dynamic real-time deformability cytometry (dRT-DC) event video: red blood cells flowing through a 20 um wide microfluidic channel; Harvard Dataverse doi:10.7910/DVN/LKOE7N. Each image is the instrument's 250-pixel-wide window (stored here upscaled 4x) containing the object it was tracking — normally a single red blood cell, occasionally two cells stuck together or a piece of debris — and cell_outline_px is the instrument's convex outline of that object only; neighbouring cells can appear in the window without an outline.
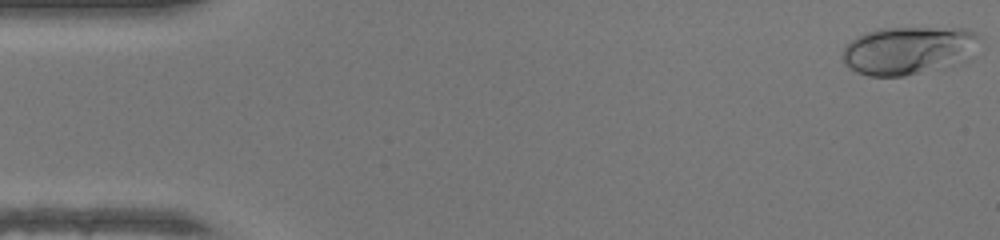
{"species": "human", "species_latin": "Homo sapiens", "temperature_condition": "warm", "stored_images_in_passage": 47, "camera_frame_rate_fps": 3000, "um_per_image_px": 0.085, "donor": {"sex": "female"}, "frame": {"image": 1, "passage_image": 1, "time_ms": 0.0, "image_size_px": [1000, 240], "cell_outline_px": [[980, 36], [972, 60], [904, 76], [868, 76], [856, 72], [844, 64], [840, 56], [844, 48], [856, 36], [880, 28], [964, 28], [976, 32]], "centroid_in_image_um": [77.24, 4.28], "position_along_channel_um": 7.8, "area_um2": 38.73}}
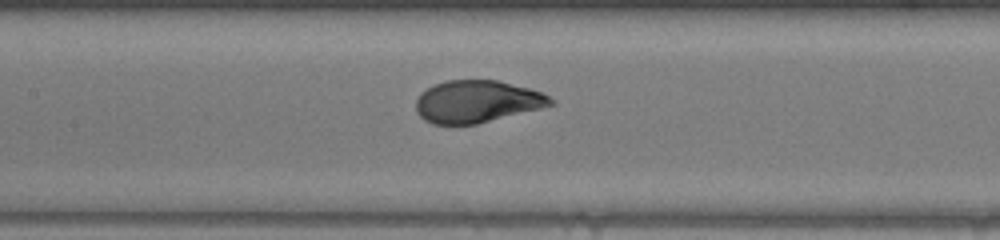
{"frame": {"image": 2, "passage_image": 22, "time_ms": 7.0, "image_size_px": [1000, 240], "cell_outline_px": [[556, 104], [476, 124], [432, 124], [424, 120], [416, 112], [416, 100], [420, 92], [432, 84], [448, 80], [496, 80], [544, 92], [556, 100]], "centroid_in_image_um": [40.53, 8.62], "position_along_channel_um": 166.9, "area_um2": 33.29}}
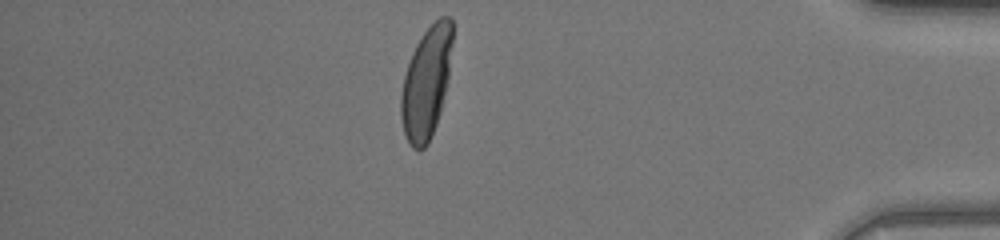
{"frame": {"image": 3, "passage_image": 41, "time_ms": 13.333, "image_size_px": [1000, 240], "cell_outline_px": [[452, 44], [448, 80], [440, 112], [436, 124], [428, 144], [420, 152], [412, 148], [404, 132], [400, 116], [400, 96], [404, 76], [412, 52], [416, 44], [424, 32], [440, 16], [448, 16], [452, 20]], "centroid_in_image_um": [36.23, 7.05], "position_along_channel_um": 399.0, "area_um2": 33.41}, "authors_computed_cell_mechanics": {"area_um2": 33.6396, "velocity_mm_per_s": 4.3359, "shape_relaxation_time_tau1_ms": 3.1081, "shape_relaxation_time_tau2_ms": null, "deformation_change_tau1": 0.1938, "deformation_change_tau2": null}}